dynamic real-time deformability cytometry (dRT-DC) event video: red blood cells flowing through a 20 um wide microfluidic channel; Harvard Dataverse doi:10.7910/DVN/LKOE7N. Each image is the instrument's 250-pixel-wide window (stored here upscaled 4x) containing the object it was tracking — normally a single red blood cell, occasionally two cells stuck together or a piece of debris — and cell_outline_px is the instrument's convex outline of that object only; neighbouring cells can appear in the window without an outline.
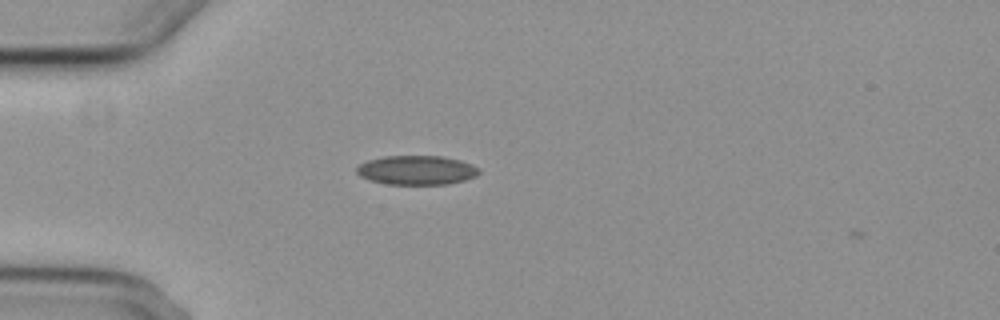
{"species": "common noctule bat (a hibernating species)", "species_latin": "Nyctalus noctula", "temperature_condition": "cold", "stored_images_in_passage": 4, "camera_frame_rate_fps": 3000, "um_per_image_px": 0.085, "animal": {"sex": "female", "body_mass_g": 29.2, "forearm_length_mm": 56.3}, "frame": {"image": 1, "passage_image": 3, "time_ms": 2.333, "image_size_px": [1000, 320], "cell_outline_px": [[480, 172], [476, 176], [464, 180], [448, 184], [388, 184], [368, 180], [360, 176], [356, 172], [356, 168], [360, 164], [368, 160], [384, 156], [440, 156], [460, 160], [472, 164], [480, 168]], "centroid_in_image_um": [35.42, 14.46], "position_along_channel_um": 49.6, "area_um2": 20.87}}